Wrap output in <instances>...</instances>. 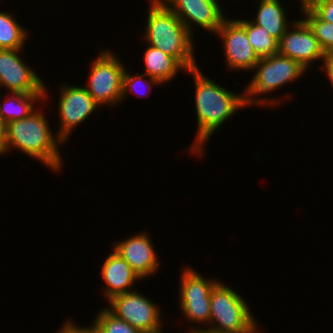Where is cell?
Instances as JSON below:
<instances>
[{
    "instance_id": "f1b7e54d",
    "label": "cell",
    "mask_w": 333,
    "mask_h": 333,
    "mask_svg": "<svg viewBox=\"0 0 333 333\" xmlns=\"http://www.w3.org/2000/svg\"><path fill=\"white\" fill-rule=\"evenodd\" d=\"M190 332L191 333H214V332H211V331H207L204 328L201 329L200 327L196 328V329H190Z\"/></svg>"
},
{
    "instance_id": "3957f363",
    "label": "cell",
    "mask_w": 333,
    "mask_h": 333,
    "mask_svg": "<svg viewBox=\"0 0 333 333\" xmlns=\"http://www.w3.org/2000/svg\"><path fill=\"white\" fill-rule=\"evenodd\" d=\"M39 110L41 109L33 111L24 119L7 123L6 152H9L8 150L11 148L19 149L29 157L38 159L53 171H59L63 159L58 147L62 146L64 142L57 133L52 134L48 121Z\"/></svg>"
},
{
    "instance_id": "e0dca14e",
    "label": "cell",
    "mask_w": 333,
    "mask_h": 333,
    "mask_svg": "<svg viewBox=\"0 0 333 333\" xmlns=\"http://www.w3.org/2000/svg\"><path fill=\"white\" fill-rule=\"evenodd\" d=\"M144 63V74L157 79L161 84L172 80L179 70H186L174 57L152 45L145 51Z\"/></svg>"
},
{
    "instance_id": "8992f818",
    "label": "cell",
    "mask_w": 333,
    "mask_h": 333,
    "mask_svg": "<svg viewBox=\"0 0 333 333\" xmlns=\"http://www.w3.org/2000/svg\"><path fill=\"white\" fill-rule=\"evenodd\" d=\"M91 65L86 90L99 105L121 102L124 63L110 50L99 52Z\"/></svg>"
},
{
    "instance_id": "4316f807",
    "label": "cell",
    "mask_w": 333,
    "mask_h": 333,
    "mask_svg": "<svg viewBox=\"0 0 333 333\" xmlns=\"http://www.w3.org/2000/svg\"><path fill=\"white\" fill-rule=\"evenodd\" d=\"M323 66L321 69L324 70V72H327V76H329V80L331 81V86L333 88V55H327L325 60L323 61Z\"/></svg>"
},
{
    "instance_id": "484cf974",
    "label": "cell",
    "mask_w": 333,
    "mask_h": 333,
    "mask_svg": "<svg viewBox=\"0 0 333 333\" xmlns=\"http://www.w3.org/2000/svg\"><path fill=\"white\" fill-rule=\"evenodd\" d=\"M7 123L0 116V155L6 153L7 140H6Z\"/></svg>"
},
{
    "instance_id": "8fae6325",
    "label": "cell",
    "mask_w": 333,
    "mask_h": 333,
    "mask_svg": "<svg viewBox=\"0 0 333 333\" xmlns=\"http://www.w3.org/2000/svg\"><path fill=\"white\" fill-rule=\"evenodd\" d=\"M292 24L293 29L289 31L287 28L278 41V53L299 62L306 69L318 59L324 61L327 55L303 18Z\"/></svg>"
},
{
    "instance_id": "6da1fadb",
    "label": "cell",
    "mask_w": 333,
    "mask_h": 333,
    "mask_svg": "<svg viewBox=\"0 0 333 333\" xmlns=\"http://www.w3.org/2000/svg\"><path fill=\"white\" fill-rule=\"evenodd\" d=\"M187 72L193 76L195 84V108L198 122L195 134L197 136L189 150L191 149L194 155L202 157L206 142L212 134L237 113V110L245 107V96L228 91L205 77L199 66Z\"/></svg>"
},
{
    "instance_id": "ba28073f",
    "label": "cell",
    "mask_w": 333,
    "mask_h": 333,
    "mask_svg": "<svg viewBox=\"0 0 333 333\" xmlns=\"http://www.w3.org/2000/svg\"><path fill=\"white\" fill-rule=\"evenodd\" d=\"M192 269L188 267L181 274L180 311L191 323L209 326L211 290L219 281L205 279Z\"/></svg>"
},
{
    "instance_id": "5bb4252c",
    "label": "cell",
    "mask_w": 333,
    "mask_h": 333,
    "mask_svg": "<svg viewBox=\"0 0 333 333\" xmlns=\"http://www.w3.org/2000/svg\"><path fill=\"white\" fill-rule=\"evenodd\" d=\"M148 233H137L135 236L114 243L113 250L126 260L133 271L144 279L158 271L160 262Z\"/></svg>"
},
{
    "instance_id": "cb8c5ba5",
    "label": "cell",
    "mask_w": 333,
    "mask_h": 333,
    "mask_svg": "<svg viewBox=\"0 0 333 333\" xmlns=\"http://www.w3.org/2000/svg\"><path fill=\"white\" fill-rule=\"evenodd\" d=\"M57 333H100V331L95 321L89 327H80L72 320H67Z\"/></svg>"
},
{
    "instance_id": "52a82bcc",
    "label": "cell",
    "mask_w": 333,
    "mask_h": 333,
    "mask_svg": "<svg viewBox=\"0 0 333 333\" xmlns=\"http://www.w3.org/2000/svg\"><path fill=\"white\" fill-rule=\"evenodd\" d=\"M108 309L142 333H161V315L158 305L136 290L112 297Z\"/></svg>"
},
{
    "instance_id": "d4e9b609",
    "label": "cell",
    "mask_w": 333,
    "mask_h": 333,
    "mask_svg": "<svg viewBox=\"0 0 333 333\" xmlns=\"http://www.w3.org/2000/svg\"><path fill=\"white\" fill-rule=\"evenodd\" d=\"M312 10L323 20L333 24V0L320 2Z\"/></svg>"
},
{
    "instance_id": "5b68a950",
    "label": "cell",
    "mask_w": 333,
    "mask_h": 333,
    "mask_svg": "<svg viewBox=\"0 0 333 333\" xmlns=\"http://www.w3.org/2000/svg\"><path fill=\"white\" fill-rule=\"evenodd\" d=\"M247 305L240 294L218 282L211 290L210 327L205 330L214 333H259L257 320Z\"/></svg>"
},
{
    "instance_id": "603a6c76",
    "label": "cell",
    "mask_w": 333,
    "mask_h": 333,
    "mask_svg": "<svg viewBox=\"0 0 333 333\" xmlns=\"http://www.w3.org/2000/svg\"><path fill=\"white\" fill-rule=\"evenodd\" d=\"M145 77V74H141V75H134L132 76L130 73L128 74L127 69H125L124 75H123V84H122V98L124 100V97L127 95V93H132V91L134 93H136L137 95H141V93H139L137 89V85L139 86L141 83L143 86V83L145 84V86L149 87L148 90L152 89V86L155 84L157 85H161V83L152 77H147L149 78L148 80L142 77ZM147 80V81H146ZM150 85V86H149ZM144 87V86H143ZM135 90V91H134ZM130 91V92H129ZM147 91V90H146ZM145 92H143L142 96L147 95L144 94Z\"/></svg>"
},
{
    "instance_id": "2e32d148",
    "label": "cell",
    "mask_w": 333,
    "mask_h": 333,
    "mask_svg": "<svg viewBox=\"0 0 333 333\" xmlns=\"http://www.w3.org/2000/svg\"><path fill=\"white\" fill-rule=\"evenodd\" d=\"M279 0H261L257 7L256 18L252 22L265 28L277 41L284 35L288 25L286 11Z\"/></svg>"
},
{
    "instance_id": "7c38bea8",
    "label": "cell",
    "mask_w": 333,
    "mask_h": 333,
    "mask_svg": "<svg viewBox=\"0 0 333 333\" xmlns=\"http://www.w3.org/2000/svg\"><path fill=\"white\" fill-rule=\"evenodd\" d=\"M21 49H0V86L10 93H45V84L18 54Z\"/></svg>"
},
{
    "instance_id": "4fadbf2b",
    "label": "cell",
    "mask_w": 333,
    "mask_h": 333,
    "mask_svg": "<svg viewBox=\"0 0 333 333\" xmlns=\"http://www.w3.org/2000/svg\"><path fill=\"white\" fill-rule=\"evenodd\" d=\"M192 34V24L216 33L226 18L216 0H162Z\"/></svg>"
},
{
    "instance_id": "9a60e30c",
    "label": "cell",
    "mask_w": 333,
    "mask_h": 333,
    "mask_svg": "<svg viewBox=\"0 0 333 333\" xmlns=\"http://www.w3.org/2000/svg\"><path fill=\"white\" fill-rule=\"evenodd\" d=\"M101 271L102 279L107 285L103 288V295L108 301L116 295L133 291L134 288L132 286L141 279L133 271L129 263L114 250L104 260Z\"/></svg>"
},
{
    "instance_id": "83f0119b",
    "label": "cell",
    "mask_w": 333,
    "mask_h": 333,
    "mask_svg": "<svg viewBox=\"0 0 333 333\" xmlns=\"http://www.w3.org/2000/svg\"><path fill=\"white\" fill-rule=\"evenodd\" d=\"M326 0H300L301 3V11H306V10H310L313 7H315L317 4H319L320 2H323Z\"/></svg>"
},
{
    "instance_id": "d6986e66",
    "label": "cell",
    "mask_w": 333,
    "mask_h": 333,
    "mask_svg": "<svg viewBox=\"0 0 333 333\" xmlns=\"http://www.w3.org/2000/svg\"><path fill=\"white\" fill-rule=\"evenodd\" d=\"M28 33L10 12L0 11V49H22Z\"/></svg>"
},
{
    "instance_id": "9c48e42d",
    "label": "cell",
    "mask_w": 333,
    "mask_h": 333,
    "mask_svg": "<svg viewBox=\"0 0 333 333\" xmlns=\"http://www.w3.org/2000/svg\"><path fill=\"white\" fill-rule=\"evenodd\" d=\"M215 35L223 41L226 65L231 71L254 70L260 58L249 42L244 19L225 18Z\"/></svg>"
},
{
    "instance_id": "277c9868",
    "label": "cell",
    "mask_w": 333,
    "mask_h": 333,
    "mask_svg": "<svg viewBox=\"0 0 333 333\" xmlns=\"http://www.w3.org/2000/svg\"><path fill=\"white\" fill-rule=\"evenodd\" d=\"M255 70L256 73L253 76V79L249 82L248 87H246L247 89L243 91L245 96V107L247 105H265L268 107L270 105V107H274L276 104H279L274 98L269 97V99H259L258 95L260 94L261 96V94H268L280 89L283 85L285 86V84L301 77L307 69L299 62L276 53L268 57L260 58L253 71Z\"/></svg>"
},
{
    "instance_id": "7a4b0ae2",
    "label": "cell",
    "mask_w": 333,
    "mask_h": 333,
    "mask_svg": "<svg viewBox=\"0 0 333 333\" xmlns=\"http://www.w3.org/2000/svg\"><path fill=\"white\" fill-rule=\"evenodd\" d=\"M149 3L144 40L174 57L186 71L198 67L193 54V34L162 0H150Z\"/></svg>"
},
{
    "instance_id": "44dd1931",
    "label": "cell",
    "mask_w": 333,
    "mask_h": 333,
    "mask_svg": "<svg viewBox=\"0 0 333 333\" xmlns=\"http://www.w3.org/2000/svg\"><path fill=\"white\" fill-rule=\"evenodd\" d=\"M301 12L326 55H333V24L321 19L312 9Z\"/></svg>"
},
{
    "instance_id": "ac0fdd59",
    "label": "cell",
    "mask_w": 333,
    "mask_h": 333,
    "mask_svg": "<svg viewBox=\"0 0 333 333\" xmlns=\"http://www.w3.org/2000/svg\"><path fill=\"white\" fill-rule=\"evenodd\" d=\"M46 90L45 85V93H10L12 100L9 98L5 102L0 101V116L6 123L26 118L37 110L36 107H33L36 106L33 105L35 102L47 98Z\"/></svg>"
},
{
    "instance_id": "7402d4cb",
    "label": "cell",
    "mask_w": 333,
    "mask_h": 333,
    "mask_svg": "<svg viewBox=\"0 0 333 333\" xmlns=\"http://www.w3.org/2000/svg\"><path fill=\"white\" fill-rule=\"evenodd\" d=\"M93 321L97 323L100 333H142L125 320L117 317L108 307L102 308Z\"/></svg>"
},
{
    "instance_id": "ffe728a7",
    "label": "cell",
    "mask_w": 333,
    "mask_h": 333,
    "mask_svg": "<svg viewBox=\"0 0 333 333\" xmlns=\"http://www.w3.org/2000/svg\"><path fill=\"white\" fill-rule=\"evenodd\" d=\"M245 30L249 42L259 58L278 53V41L271 37L265 28L245 19Z\"/></svg>"
},
{
    "instance_id": "30bf717a",
    "label": "cell",
    "mask_w": 333,
    "mask_h": 333,
    "mask_svg": "<svg viewBox=\"0 0 333 333\" xmlns=\"http://www.w3.org/2000/svg\"><path fill=\"white\" fill-rule=\"evenodd\" d=\"M64 86V87H63ZM60 88L58 137L65 142L74 127L84 122L100 107L85 87L63 85Z\"/></svg>"
}]
</instances>
